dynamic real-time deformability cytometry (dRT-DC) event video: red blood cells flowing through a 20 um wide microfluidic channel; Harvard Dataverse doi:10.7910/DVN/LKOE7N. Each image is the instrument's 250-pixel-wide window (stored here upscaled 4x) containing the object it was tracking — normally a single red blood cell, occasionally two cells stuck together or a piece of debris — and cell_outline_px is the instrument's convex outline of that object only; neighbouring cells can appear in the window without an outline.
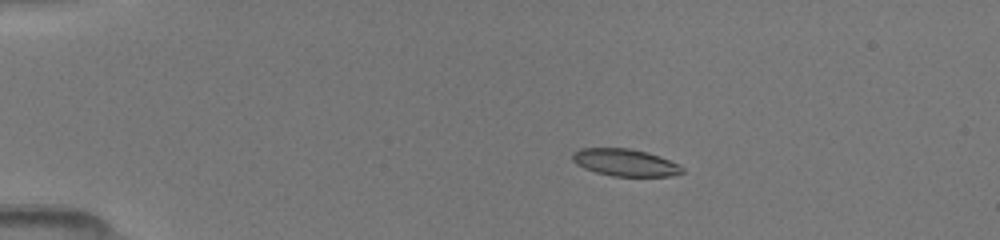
{"species": "common noctule bat (a hibernating species)", "species_latin": "Nyctalus noctula", "temperature_condition": "room temperature", "stored_images_in_passage": 6, "camera_frame_rate_fps": 3000, "um_per_image_px": 0.085, "animal": {"sex": "female", "body_mass_g": 19.5, "forearm_length_mm": 54.1}, "frame": {"image": 1, "passage_image": 4, "time_ms": 3.0, "image_size_px": [1000, 240], "cell_outline_px": [[684, 172], [672, 176], [612, 176], [596, 172], [584, 168], [576, 164], [572, 160], [572, 152], [580, 148], [628, 148], [648, 152], [660, 156], [680, 164], [684, 168]], "centroid_in_image_um": [53.15, 13.81], "position_along_channel_um": 31.8, "area_um2": 17.57}}